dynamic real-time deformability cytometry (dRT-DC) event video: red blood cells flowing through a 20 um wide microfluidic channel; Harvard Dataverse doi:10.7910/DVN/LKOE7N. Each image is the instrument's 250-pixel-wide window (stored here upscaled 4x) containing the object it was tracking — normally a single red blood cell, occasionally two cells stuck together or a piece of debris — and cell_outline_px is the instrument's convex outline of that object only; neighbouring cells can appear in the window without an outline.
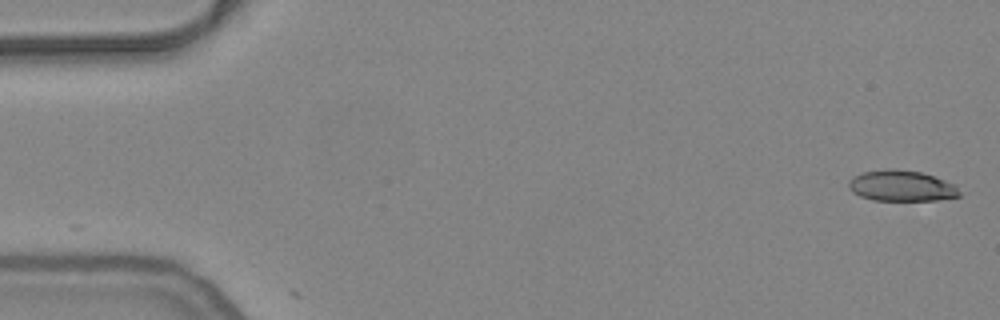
{"species": "common noctule bat (a hibernating species)", "species_latin": "Nyctalus noctula", "temperature_condition": "warm", "stored_images_in_passage": 4, "camera_frame_rate_fps": 3000, "um_per_image_px": 0.085, "animal": {"sex": "female", "body_mass_g": 24.6, "forearm_length_mm": 56.2}, "frame": {"image": 1, "passage_image": 1, "time_ms": 0.0, "image_size_px": [1000, 320], "cell_outline_px": [[960, 196], [936, 200], [872, 200], [860, 196], [852, 192], [848, 188], [848, 180], [852, 176], [864, 172], [920, 172], [956, 184], [960, 192]], "centroid_in_image_um": [76.63, 15.85], "position_along_channel_um": 8.4, "area_um2": 19.13}}